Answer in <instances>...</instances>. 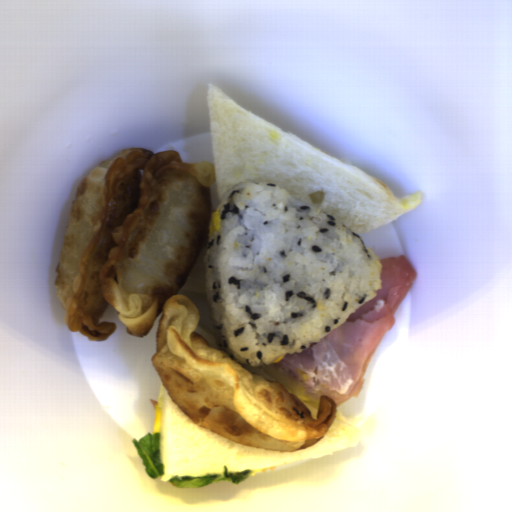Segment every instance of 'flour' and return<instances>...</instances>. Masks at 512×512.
<instances>
[{"mask_svg": "<svg viewBox=\"0 0 512 512\" xmlns=\"http://www.w3.org/2000/svg\"><path fill=\"white\" fill-rule=\"evenodd\" d=\"M215 182L214 164L183 163L172 149L128 148L93 168L76 186L55 270L63 321L103 342L115 330L99 323L109 304L138 338L162 313L150 361L187 417L234 443L310 447L334 423L336 401L321 395L314 419L280 382L232 358L178 294L207 242Z\"/></svg>", "mask_w": 512, "mask_h": 512, "instance_id": "obj_1", "label": "flour"}]
</instances>
